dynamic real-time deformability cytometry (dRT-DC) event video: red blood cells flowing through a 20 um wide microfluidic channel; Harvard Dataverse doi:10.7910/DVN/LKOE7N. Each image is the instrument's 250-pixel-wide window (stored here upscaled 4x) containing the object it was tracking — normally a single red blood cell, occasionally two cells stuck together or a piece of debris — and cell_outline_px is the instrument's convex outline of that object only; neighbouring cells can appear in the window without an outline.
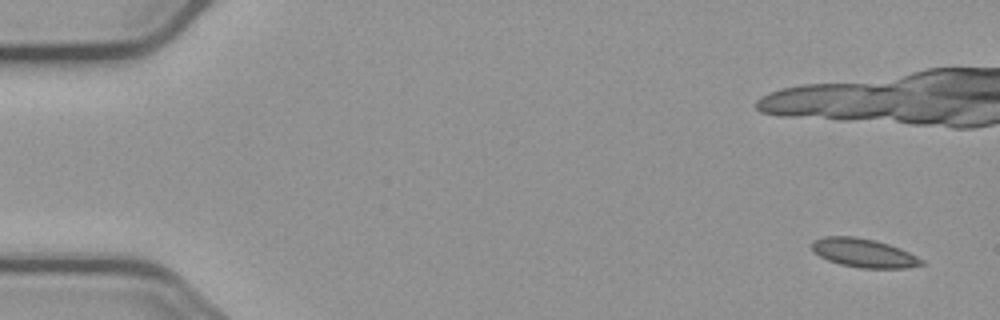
{"species": "common noctule bat (a hibernating species)", "species_latin": "Nyctalus noctula", "temperature_condition": "cold", "stored_images_in_passage": 6, "camera_frame_rate_fps": 3000, "um_per_image_px": 0.085, "animal": {"sex": "male", "body_mass_g": 23.1, "forearm_length_mm": 52.7}, "frame": {"image": 1, "passage_image": 1, "time_ms": 0.0, "image_size_px": [1000, 320], "cell_outline_px": [[924, 264], [904, 268], [860, 268], [840, 264], [828, 260], [820, 256], [812, 248], [812, 240], [824, 236], [856, 236], [876, 240], [900, 248], [924, 260]], "centroid_in_image_um": [73.41, 21.49], "position_along_channel_um": 11.6, "area_um2": 18.32}}